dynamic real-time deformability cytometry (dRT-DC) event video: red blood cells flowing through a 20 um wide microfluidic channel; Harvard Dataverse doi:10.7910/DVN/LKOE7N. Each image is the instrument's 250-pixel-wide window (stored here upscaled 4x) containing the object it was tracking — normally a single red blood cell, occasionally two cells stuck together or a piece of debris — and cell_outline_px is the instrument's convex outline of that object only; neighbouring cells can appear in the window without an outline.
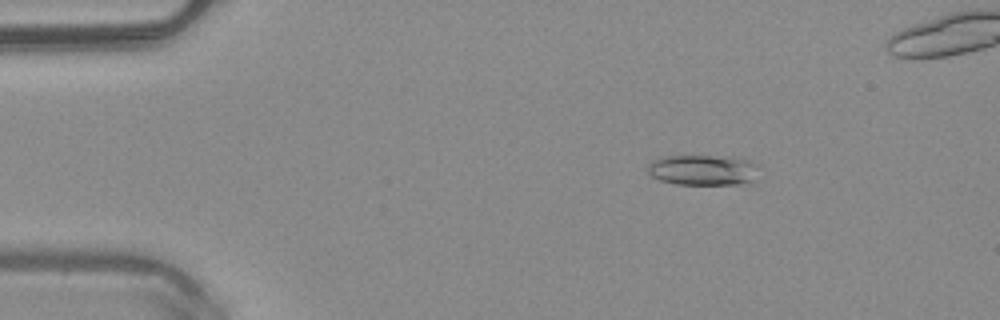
{"species": "common noctule bat (a hibernating species)", "species_latin": "Nyctalus noctula", "temperature_condition": "warm", "stored_images_in_passage": 48, "camera_frame_rate_fps": 3000, "um_per_image_px": 0.085, "animal": {"sex": "male", "body_mass_g": 20.4}, "frame": {"image": 1, "passage_image": 8, "time_ms": 2.333, "image_size_px": [1000, 320], "cell_outline_px": [[756, 164], [752, 180], [748, 184], [676, 184], [660, 180], [652, 176], [648, 172], [648, 164], [652, 160], [668, 156], [712, 156], [748, 160]], "centroid_in_image_um": [59.68, 14.46], "position_along_channel_um": 25.3, "area_um2": 19.31}}
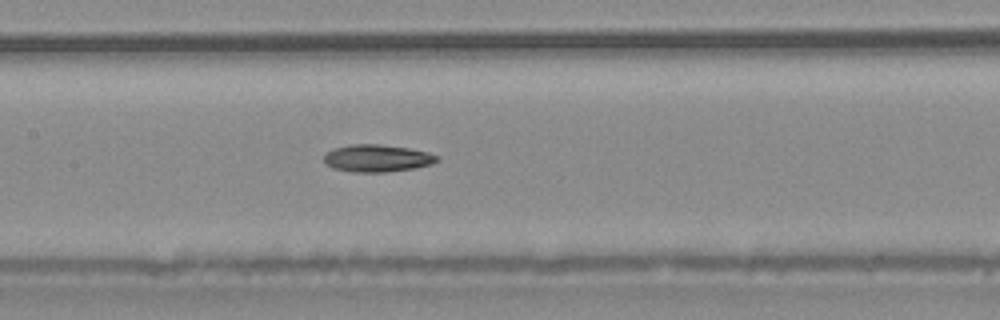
{"frame": {"image": 2, "passage_image": 24, "time_ms": 7.667, "image_size_px": [1000, 320], "cell_outline_px": [[440, 160], [432, 164], [416, 168], [384, 172], [352, 172], [332, 168], [324, 164], [324, 156], [332, 148], [348, 144], [380, 144], [408, 148], [428, 152], [440, 156]], "centroid_in_image_um": [32.05, 13.45], "position_along_channel_um": 175.3, "area_um2": 18.26}}
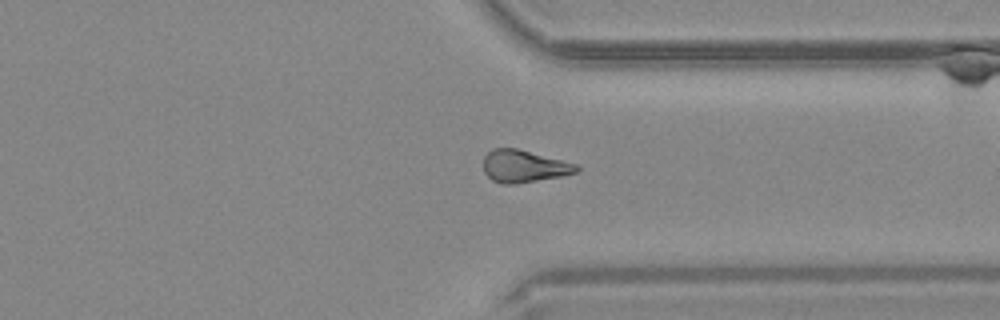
{"frame": {"image": 3, "passage_image": 38, "time_ms": 12.333, "image_size_px": [1000, 320], "cell_outline_px": [[580, 168], [576, 172], [560, 176], [516, 184], [504, 184], [492, 180], [484, 172], [484, 156], [492, 148], [516, 148], [576, 164]], "centroid_in_image_um": [44.49, 14.13], "position_along_channel_um": 366.9, "area_um2": 17.28}}